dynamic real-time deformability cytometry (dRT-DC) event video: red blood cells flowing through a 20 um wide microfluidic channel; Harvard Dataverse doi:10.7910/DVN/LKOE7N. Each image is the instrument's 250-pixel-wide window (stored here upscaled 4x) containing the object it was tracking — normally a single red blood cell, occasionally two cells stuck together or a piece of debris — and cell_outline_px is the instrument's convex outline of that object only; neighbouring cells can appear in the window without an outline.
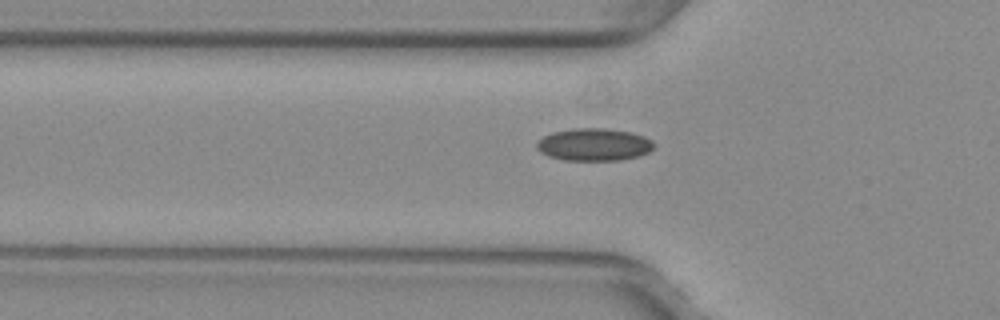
{"species": "common noctule bat (a hibernating species)", "species_latin": "Nyctalus noctula", "temperature_condition": "warm", "stored_images_in_passage": 34, "camera_frame_rate_fps": 3000, "um_per_image_px": 0.085, "animal": {"sex": "female", "body_mass_g": 29.2, "forearm_length_mm": 56.3}, "frame": {"image": 1, "passage_image": 5, "time_ms": 1.333, "image_size_px": [1000, 320], "cell_outline_px": [[656, 144], [648, 152], [640, 156], [620, 160], [564, 160], [548, 156], [540, 152], [536, 148], [536, 140], [552, 132], [572, 128], [608, 128], [632, 132], [644, 136], [652, 140]], "centroid_in_image_um": [50.48, 12.28], "position_along_channel_um": 75.3, "area_um2": 22.48}}
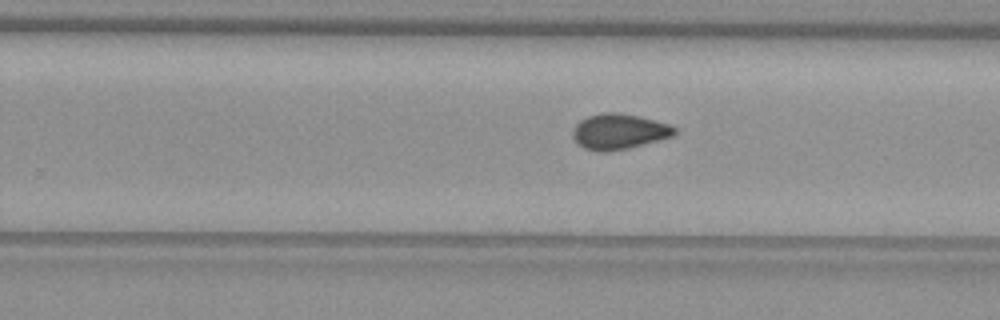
{"frame": {"image": 2, "passage_image": 20, "time_ms": 6.333, "image_size_px": [1000, 320], "cell_outline_px": [[676, 132], [672, 136], [660, 140], [628, 148], [608, 152], [596, 152], [584, 148], [576, 144], [572, 136], [572, 128], [580, 120], [588, 116], [600, 112], [616, 112], [640, 116], [656, 120], [668, 124], [676, 128]], "centroid_in_image_um": [52.57, 11.18], "position_along_channel_um": 277.2, "area_um2": 21.39}}
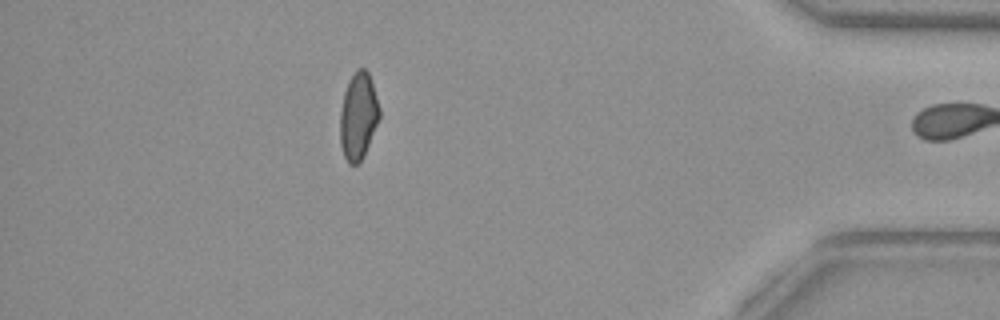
{"frame": {"image": 3, "passage_image": 33, "time_ms": 10.667, "image_size_px": [1000, 320], "cell_outline_px": [[380, 116], [364, 156], [356, 164], [348, 164], [344, 156], [340, 144], [340, 112], [344, 92], [348, 80], [356, 68], [364, 68], [368, 72], [380, 108]], "centroid_in_image_um": [30.44, 9.86], "position_along_channel_um": 404.8, "area_um2": 19.94}, "authors_computed_cell_mechanics": {"area_um2": 20.808, "velocity_mm_per_s": 4.0348, "shape_relaxation_time_tau1_ms": null, "shape_relaxation_time_tau2_ms": 1.5194, "deformation_change_tau1": null, "deformation_change_tau2": 0.0659}}